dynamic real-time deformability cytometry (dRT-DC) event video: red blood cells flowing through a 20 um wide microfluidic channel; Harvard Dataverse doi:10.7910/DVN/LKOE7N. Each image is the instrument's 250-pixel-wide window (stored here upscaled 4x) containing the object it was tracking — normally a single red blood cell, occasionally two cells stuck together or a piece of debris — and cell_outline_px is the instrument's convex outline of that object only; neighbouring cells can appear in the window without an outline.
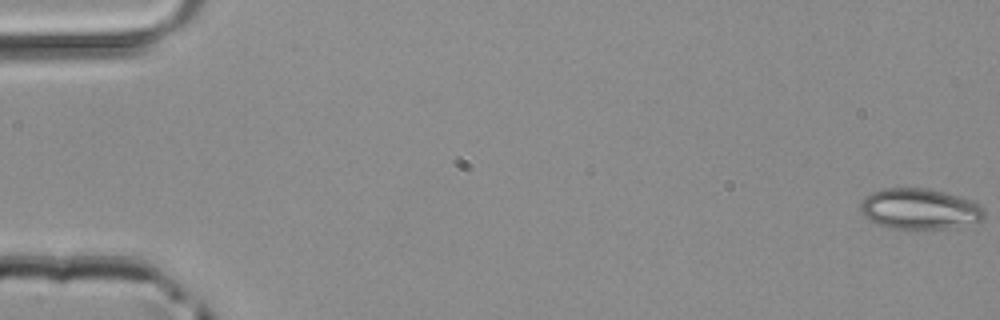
{"species": "common noctule bat (a hibernating species)", "species_latin": "Nyctalus noctula", "temperature_condition": "room temperature", "stored_images_in_passage": 50, "camera_frame_rate_fps": 3000, "um_per_image_px": 0.085, "animal": {"sex": "male", "body_mass_g": 20.4}, "frame": {"image": 1, "passage_image": 1, "time_ms": 0.0, "image_size_px": [1000, 320], "cell_outline_px": [[984, 216], [980, 220], [944, 228], [888, 228], [868, 220], [864, 216], [860, 208], [860, 204], [864, 196], [872, 192], [884, 188], [928, 188], [944, 192], [972, 200], [980, 204], [984, 208]], "centroid_in_image_um": [78.12, 17.73], "position_along_channel_um": 6.9, "area_um2": 29.13}}
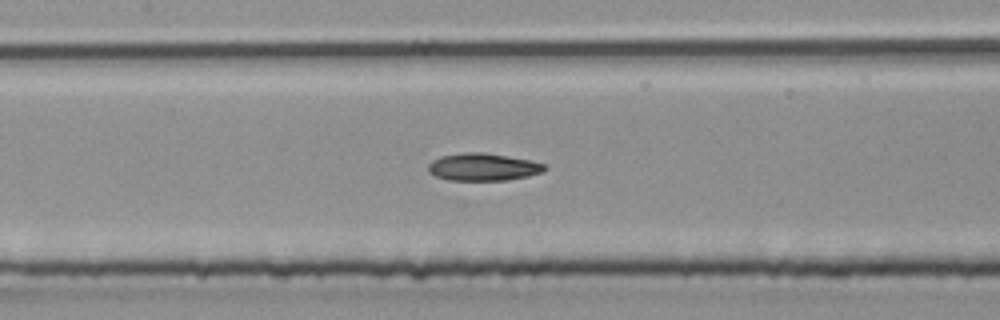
{"frame": {"image": 2, "passage_image": 24, "time_ms": 7.667, "image_size_px": [1000, 320], "cell_outline_px": [[548, 168], [544, 172], [528, 176], [508, 180], [448, 180], [436, 176], [428, 172], [428, 164], [432, 160], [440, 156], [464, 152], [484, 152], [532, 160], [544, 164]], "centroid_in_image_um": [41.08, 14.19], "position_along_channel_um": 166.3, "area_um2": 18.84}}
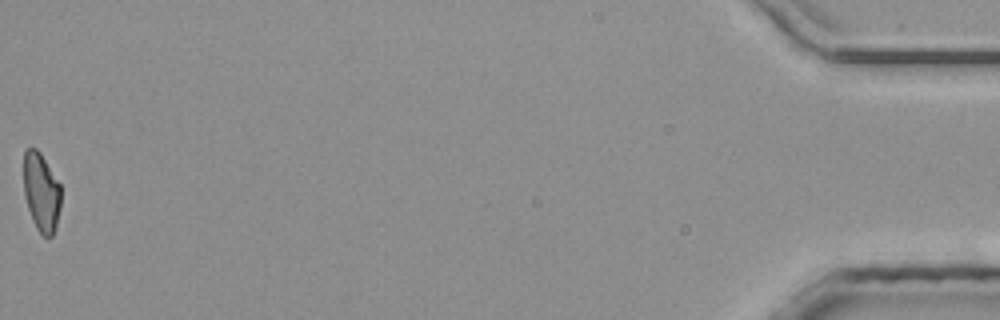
{"frame": {"image": 3, "passage_image": 50, "time_ms": 16.333, "image_size_px": [1000, 320], "cell_outline_px": [[60, 208], [56, 224], [52, 236], [44, 236], [36, 228], [32, 220], [24, 196], [24, 152], [28, 148], [36, 148], [40, 152], [60, 184]], "centroid_in_image_um": [3.5, 16.32], "position_along_channel_um": 431.7, "area_um2": 16.94}}